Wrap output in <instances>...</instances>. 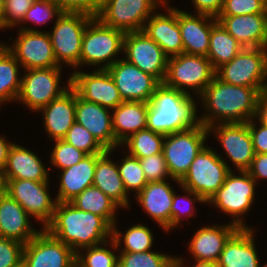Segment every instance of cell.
<instances>
[{
	"label": "cell",
	"instance_id": "obj_26",
	"mask_svg": "<svg viewBox=\"0 0 267 267\" xmlns=\"http://www.w3.org/2000/svg\"><path fill=\"white\" fill-rule=\"evenodd\" d=\"M238 229L232 222L198 229L189 244L192 256L196 261L217 262L227 241Z\"/></svg>",
	"mask_w": 267,
	"mask_h": 267
},
{
	"label": "cell",
	"instance_id": "obj_18",
	"mask_svg": "<svg viewBox=\"0 0 267 267\" xmlns=\"http://www.w3.org/2000/svg\"><path fill=\"white\" fill-rule=\"evenodd\" d=\"M71 86L85 101L114 109L123 102L116 84L107 69H98L91 74L74 72Z\"/></svg>",
	"mask_w": 267,
	"mask_h": 267
},
{
	"label": "cell",
	"instance_id": "obj_8",
	"mask_svg": "<svg viewBox=\"0 0 267 267\" xmlns=\"http://www.w3.org/2000/svg\"><path fill=\"white\" fill-rule=\"evenodd\" d=\"M216 70L206 56L181 53L168 58L164 84L189 94L184 88L196 90L201 95L214 79Z\"/></svg>",
	"mask_w": 267,
	"mask_h": 267
},
{
	"label": "cell",
	"instance_id": "obj_31",
	"mask_svg": "<svg viewBox=\"0 0 267 267\" xmlns=\"http://www.w3.org/2000/svg\"><path fill=\"white\" fill-rule=\"evenodd\" d=\"M70 203L76 208L91 212L103 217L112 226L111 245L114 249L119 248L121 233L115 228V210L118 205L95 186L87 187L83 192L78 194Z\"/></svg>",
	"mask_w": 267,
	"mask_h": 267
},
{
	"label": "cell",
	"instance_id": "obj_41",
	"mask_svg": "<svg viewBox=\"0 0 267 267\" xmlns=\"http://www.w3.org/2000/svg\"><path fill=\"white\" fill-rule=\"evenodd\" d=\"M124 248L122 252H146L153 244V235L151 230L145 225H135L128 229L123 237Z\"/></svg>",
	"mask_w": 267,
	"mask_h": 267
},
{
	"label": "cell",
	"instance_id": "obj_7",
	"mask_svg": "<svg viewBox=\"0 0 267 267\" xmlns=\"http://www.w3.org/2000/svg\"><path fill=\"white\" fill-rule=\"evenodd\" d=\"M215 76L231 85L267 88V48L244 47L230 62L217 68Z\"/></svg>",
	"mask_w": 267,
	"mask_h": 267
},
{
	"label": "cell",
	"instance_id": "obj_21",
	"mask_svg": "<svg viewBox=\"0 0 267 267\" xmlns=\"http://www.w3.org/2000/svg\"><path fill=\"white\" fill-rule=\"evenodd\" d=\"M217 21L243 47L267 48V14L218 16Z\"/></svg>",
	"mask_w": 267,
	"mask_h": 267
},
{
	"label": "cell",
	"instance_id": "obj_23",
	"mask_svg": "<svg viewBox=\"0 0 267 267\" xmlns=\"http://www.w3.org/2000/svg\"><path fill=\"white\" fill-rule=\"evenodd\" d=\"M69 91L42 107L45 130L54 140H62L76 122V90L68 81Z\"/></svg>",
	"mask_w": 267,
	"mask_h": 267
},
{
	"label": "cell",
	"instance_id": "obj_15",
	"mask_svg": "<svg viewBox=\"0 0 267 267\" xmlns=\"http://www.w3.org/2000/svg\"><path fill=\"white\" fill-rule=\"evenodd\" d=\"M15 41L6 48L26 70L61 66L56 61L49 33L23 28Z\"/></svg>",
	"mask_w": 267,
	"mask_h": 267
},
{
	"label": "cell",
	"instance_id": "obj_13",
	"mask_svg": "<svg viewBox=\"0 0 267 267\" xmlns=\"http://www.w3.org/2000/svg\"><path fill=\"white\" fill-rule=\"evenodd\" d=\"M21 79V87L16 100L22 101L29 109L40 111L52 100L60 97L69 88L59 89L61 66L27 69Z\"/></svg>",
	"mask_w": 267,
	"mask_h": 267
},
{
	"label": "cell",
	"instance_id": "obj_14",
	"mask_svg": "<svg viewBox=\"0 0 267 267\" xmlns=\"http://www.w3.org/2000/svg\"><path fill=\"white\" fill-rule=\"evenodd\" d=\"M123 51L128 62L153 76L160 83L164 82L169 57L143 30L125 33Z\"/></svg>",
	"mask_w": 267,
	"mask_h": 267
},
{
	"label": "cell",
	"instance_id": "obj_3",
	"mask_svg": "<svg viewBox=\"0 0 267 267\" xmlns=\"http://www.w3.org/2000/svg\"><path fill=\"white\" fill-rule=\"evenodd\" d=\"M190 94L161 83L153 93L147 111V128L168 135L200 124Z\"/></svg>",
	"mask_w": 267,
	"mask_h": 267
},
{
	"label": "cell",
	"instance_id": "obj_4",
	"mask_svg": "<svg viewBox=\"0 0 267 267\" xmlns=\"http://www.w3.org/2000/svg\"><path fill=\"white\" fill-rule=\"evenodd\" d=\"M208 129L201 123L190 129L165 135L162 153L172 180L180 183L191 163L205 147Z\"/></svg>",
	"mask_w": 267,
	"mask_h": 267
},
{
	"label": "cell",
	"instance_id": "obj_46",
	"mask_svg": "<svg viewBox=\"0 0 267 267\" xmlns=\"http://www.w3.org/2000/svg\"><path fill=\"white\" fill-rule=\"evenodd\" d=\"M35 0H5L0 28L14 27L22 22Z\"/></svg>",
	"mask_w": 267,
	"mask_h": 267
},
{
	"label": "cell",
	"instance_id": "obj_53",
	"mask_svg": "<svg viewBox=\"0 0 267 267\" xmlns=\"http://www.w3.org/2000/svg\"><path fill=\"white\" fill-rule=\"evenodd\" d=\"M104 0H82V13L97 17Z\"/></svg>",
	"mask_w": 267,
	"mask_h": 267
},
{
	"label": "cell",
	"instance_id": "obj_1",
	"mask_svg": "<svg viewBox=\"0 0 267 267\" xmlns=\"http://www.w3.org/2000/svg\"><path fill=\"white\" fill-rule=\"evenodd\" d=\"M264 89L267 88L231 85L215 76L200 95L210 113L200 117L199 122L207 128L216 125L215 119L221 123H246L254 119L258 96Z\"/></svg>",
	"mask_w": 267,
	"mask_h": 267
},
{
	"label": "cell",
	"instance_id": "obj_34",
	"mask_svg": "<svg viewBox=\"0 0 267 267\" xmlns=\"http://www.w3.org/2000/svg\"><path fill=\"white\" fill-rule=\"evenodd\" d=\"M243 48L218 21L212 26L207 58L215 70L230 62Z\"/></svg>",
	"mask_w": 267,
	"mask_h": 267
},
{
	"label": "cell",
	"instance_id": "obj_5",
	"mask_svg": "<svg viewBox=\"0 0 267 267\" xmlns=\"http://www.w3.org/2000/svg\"><path fill=\"white\" fill-rule=\"evenodd\" d=\"M231 171L227 163L210 147H204L191 163L179 185L198 194L206 203L223 185Z\"/></svg>",
	"mask_w": 267,
	"mask_h": 267
},
{
	"label": "cell",
	"instance_id": "obj_51",
	"mask_svg": "<svg viewBox=\"0 0 267 267\" xmlns=\"http://www.w3.org/2000/svg\"><path fill=\"white\" fill-rule=\"evenodd\" d=\"M225 0H193L197 13L218 17Z\"/></svg>",
	"mask_w": 267,
	"mask_h": 267
},
{
	"label": "cell",
	"instance_id": "obj_19",
	"mask_svg": "<svg viewBox=\"0 0 267 267\" xmlns=\"http://www.w3.org/2000/svg\"><path fill=\"white\" fill-rule=\"evenodd\" d=\"M210 132L216 129L220 144L239 171H246L254 156L255 151L249 131V121L246 123H219V127H207Z\"/></svg>",
	"mask_w": 267,
	"mask_h": 267
},
{
	"label": "cell",
	"instance_id": "obj_36",
	"mask_svg": "<svg viewBox=\"0 0 267 267\" xmlns=\"http://www.w3.org/2000/svg\"><path fill=\"white\" fill-rule=\"evenodd\" d=\"M165 135L152 131L148 128L133 133L121 143L128 146L130 156L135 158H145L153 154L162 153Z\"/></svg>",
	"mask_w": 267,
	"mask_h": 267
},
{
	"label": "cell",
	"instance_id": "obj_55",
	"mask_svg": "<svg viewBox=\"0 0 267 267\" xmlns=\"http://www.w3.org/2000/svg\"><path fill=\"white\" fill-rule=\"evenodd\" d=\"M12 143L6 142L5 138L0 137V170L4 171L6 164H7V158H8V152L11 147Z\"/></svg>",
	"mask_w": 267,
	"mask_h": 267
},
{
	"label": "cell",
	"instance_id": "obj_33",
	"mask_svg": "<svg viewBox=\"0 0 267 267\" xmlns=\"http://www.w3.org/2000/svg\"><path fill=\"white\" fill-rule=\"evenodd\" d=\"M149 103L123 101L112 115V130L115 140L121 144L128 136L147 128ZM130 132V134H128Z\"/></svg>",
	"mask_w": 267,
	"mask_h": 267
},
{
	"label": "cell",
	"instance_id": "obj_47",
	"mask_svg": "<svg viewBox=\"0 0 267 267\" xmlns=\"http://www.w3.org/2000/svg\"><path fill=\"white\" fill-rule=\"evenodd\" d=\"M24 245L0 237V267H22Z\"/></svg>",
	"mask_w": 267,
	"mask_h": 267
},
{
	"label": "cell",
	"instance_id": "obj_57",
	"mask_svg": "<svg viewBox=\"0 0 267 267\" xmlns=\"http://www.w3.org/2000/svg\"><path fill=\"white\" fill-rule=\"evenodd\" d=\"M5 192V181L3 171L0 170V195Z\"/></svg>",
	"mask_w": 267,
	"mask_h": 267
},
{
	"label": "cell",
	"instance_id": "obj_17",
	"mask_svg": "<svg viewBox=\"0 0 267 267\" xmlns=\"http://www.w3.org/2000/svg\"><path fill=\"white\" fill-rule=\"evenodd\" d=\"M107 70L123 101L150 103L153 93L161 84L126 59H117Z\"/></svg>",
	"mask_w": 267,
	"mask_h": 267
},
{
	"label": "cell",
	"instance_id": "obj_58",
	"mask_svg": "<svg viewBox=\"0 0 267 267\" xmlns=\"http://www.w3.org/2000/svg\"><path fill=\"white\" fill-rule=\"evenodd\" d=\"M4 4H5V0H0V25H1V19L3 16Z\"/></svg>",
	"mask_w": 267,
	"mask_h": 267
},
{
	"label": "cell",
	"instance_id": "obj_32",
	"mask_svg": "<svg viewBox=\"0 0 267 267\" xmlns=\"http://www.w3.org/2000/svg\"><path fill=\"white\" fill-rule=\"evenodd\" d=\"M112 150H106L98 159L95 167L93 186L99 188L119 207H128V193L124 188L122 178L116 163L112 162L109 155Z\"/></svg>",
	"mask_w": 267,
	"mask_h": 267
},
{
	"label": "cell",
	"instance_id": "obj_42",
	"mask_svg": "<svg viewBox=\"0 0 267 267\" xmlns=\"http://www.w3.org/2000/svg\"><path fill=\"white\" fill-rule=\"evenodd\" d=\"M56 144L51 153V162L61 170L78 164L86 153L68 144L66 141L55 140Z\"/></svg>",
	"mask_w": 267,
	"mask_h": 267
},
{
	"label": "cell",
	"instance_id": "obj_39",
	"mask_svg": "<svg viewBox=\"0 0 267 267\" xmlns=\"http://www.w3.org/2000/svg\"><path fill=\"white\" fill-rule=\"evenodd\" d=\"M63 140L87 155L103 154L106 151L93 135L77 122L71 126Z\"/></svg>",
	"mask_w": 267,
	"mask_h": 267
},
{
	"label": "cell",
	"instance_id": "obj_38",
	"mask_svg": "<svg viewBox=\"0 0 267 267\" xmlns=\"http://www.w3.org/2000/svg\"><path fill=\"white\" fill-rule=\"evenodd\" d=\"M118 169L127 192L134 190L139 193L147 185L148 182L138 158L126 156L123 162L118 164Z\"/></svg>",
	"mask_w": 267,
	"mask_h": 267
},
{
	"label": "cell",
	"instance_id": "obj_2",
	"mask_svg": "<svg viewBox=\"0 0 267 267\" xmlns=\"http://www.w3.org/2000/svg\"><path fill=\"white\" fill-rule=\"evenodd\" d=\"M77 253L81 249L107 244L112 226L101 216L82 211L70 202H57L51 222L44 228Z\"/></svg>",
	"mask_w": 267,
	"mask_h": 267
},
{
	"label": "cell",
	"instance_id": "obj_6",
	"mask_svg": "<svg viewBox=\"0 0 267 267\" xmlns=\"http://www.w3.org/2000/svg\"><path fill=\"white\" fill-rule=\"evenodd\" d=\"M124 36L125 32L108 27L94 17L87 24L82 38L80 66L82 63L96 65L106 62L99 69H108L117 61L112 57L123 50Z\"/></svg>",
	"mask_w": 267,
	"mask_h": 267
},
{
	"label": "cell",
	"instance_id": "obj_27",
	"mask_svg": "<svg viewBox=\"0 0 267 267\" xmlns=\"http://www.w3.org/2000/svg\"><path fill=\"white\" fill-rule=\"evenodd\" d=\"M174 191L168 183L164 181L151 182L137 193V199L143 209L152 217L163 229H171V206Z\"/></svg>",
	"mask_w": 267,
	"mask_h": 267
},
{
	"label": "cell",
	"instance_id": "obj_56",
	"mask_svg": "<svg viewBox=\"0 0 267 267\" xmlns=\"http://www.w3.org/2000/svg\"><path fill=\"white\" fill-rule=\"evenodd\" d=\"M183 259L179 257L174 258V267H182ZM194 267H219L217 262H207V261H196V265Z\"/></svg>",
	"mask_w": 267,
	"mask_h": 267
},
{
	"label": "cell",
	"instance_id": "obj_29",
	"mask_svg": "<svg viewBox=\"0 0 267 267\" xmlns=\"http://www.w3.org/2000/svg\"><path fill=\"white\" fill-rule=\"evenodd\" d=\"M253 230L239 228L227 241L217 261L219 267H259Z\"/></svg>",
	"mask_w": 267,
	"mask_h": 267
},
{
	"label": "cell",
	"instance_id": "obj_45",
	"mask_svg": "<svg viewBox=\"0 0 267 267\" xmlns=\"http://www.w3.org/2000/svg\"><path fill=\"white\" fill-rule=\"evenodd\" d=\"M139 161L148 183L164 181L167 176H170L163 153L140 158Z\"/></svg>",
	"mask_w": 267,
	"mask_h": 267
},
{
	"label": "cell",
	"instance_id": "obj_16",
	"mask_svg": "<svg viewBox=\"0 0 267 267\" xmlns=\"http://www.w3.org/2000/svg\"><path fill=\"white\" fill-rule=\"evenodd\" d=\"M47 188L48 181L17 179L5 182V193L17 201L30 216L44 222V228L51 222L57 204L56 200H51Z\"/></svg>",
	"mask_w": 267,
	"mask_h": 267
},
{
	"label": "cell",
	"instance_id": "obj_10",
	"mask_svg": "<svg viewBox=\"0 0 267 267\" xmlns=\"http://www.w3.org/2000/svg\"><path fill=\"white\" fill-rule=\"evenodd\" d=\"M158 1L167 5V0H104L97 18L104 25L125 33L141 31L152 11L157 9Z\"/></svg>",
	"mask_w": 267,
	"mask_h": 267
},
{
	"label": "cell",
	"instance_id": "obj_22",
	"mask_svg": "<svg viewBox=\"0 0 267 267\" xmlns=\"http://www.w3.org/2000/svg\"><path fill=\"white\" fill-rule=\"evenodd\" d=\"M169 7L168 15L154 14L147 20L143 32L155 41L169 57L184 53L181 31L178 23V9Z\"/></svg>",
	"mask_w": 267,
	"mask_h": 267
},
{
	"label": "cell",
	"instance_id": "obj_49",
	"mask_svg": "<svg viewBox=\"0 0 267 267\" xmlns=\"http://www.w3.org/2000/svg\"><path fill=\"white\" fill-rule=\"evenodd\" d=\"M253 118L249 121V131L252 138L254 151L257 154L267 153V127L260 124L257 128L253 123Z\"/></svg>",
	"mask_w": 267,
	"mask_h": 267
},
{
	"label": "cell",
	"instance_id": "obj_43",
	"mask_svg": "<svg viewBox=\"0 0 267 267\" xmlns=\"http://www.w3.org/2000/svg\"><path fill=\"white\" fill-rule=\"evenodd\" d=\"M267 14L266 0H225L218 16Z\"/></svg>",
	"mask_w": 267,
	"mask_h": 267
},
{
	"label": "cell",
	"instance_id": "obj_9",
	"mask_svg": "<svg viewBox=\"0 0 267 267\" xmlns=\"http://www.w3.org/2000/svg\"><path fill=\"white\" fill-rule=\"evenodd\" d=\"M94 17L81 12H63L49 33L57 63L80 66L82 38L87 24ZM62 61V62H61Z\"/></svg>",
	"mask_w": 267,
	"mask_h": 267
},
{
	"label": "cell",
	"instance_id": "obj_50",
	"mask_svg": "<svg viewBox=\"0 0 267 267\" xmlns=\"http://www.w3.org/2000/svg\"><path fill=\"white\" fill-rule=\"evenodd\" d=\"M246 171L255 181L259 178H267V153H255V156Z\"/></svg>",
	"mask_w": 267,
	"mask_h": 267
},
{
	"label": "cell",
	"instance_id": "obj_37",
	"mask_svg": "<svg viewBox=\"0 0 267 267\" xmlns=\"http://www.w3.org/2000/svg\"><path fill=\"white\" fill-rule=\"evenodd\" d=\"M174 258L168 255L151 252H121L118 256V267H174Z\"/></svg>",
	"mask_w": 267,
	"mask_h": 267
},
{
	"label": "cell",
	"instance_id": "obj_24",
	"mask_svg": "<svg viewBox=\"0 0 267 267\" xmlns=\"http://www.w3.org/2000/svg\"><path fill=\"white\" fill-rule=\"evenodd\" d=\"M208 19H211L213 22L207 23ZM216 22V17L207 14L198 13L197 16H194L185 11L178 10V23L184 53L207 57L211 29Z\"/></svg>",
	"mask_w": 267,
	"mask_h": 267
},
{
	"label": "cell",
	"instance_id": "obj_35",
	"mask_svg": "<svg viewBox=\"0 0 267 267\" xmlns=\"http://www.w3.org/2000/svg\"><path fill=\"white\" fill-rule=\"evenodd\" d=\"M18 64L6 45L0 44V104L18 97L22 80L18 79Z\"/></svg>",
	"mask_w": 267,
	"mask_h": 267
},
{
	"label": "cell",
	"instance_id": "obj_11",
	"mask_svg": "<svg viewBox=\"0 0 267 267\" xmlns=\"http://www.w3.org/2000/svg\"><path fill=\"white\" fill-rule=\"evenodd\" d=\"M241 176H236L232 170L227 175L223 185L207 201L214 203L224 213L233 215L232 223L239 228H246L241 220V215L250 209L254 200L256 181L247 171H239ZM240 216V217H239ZM237 219H236V218ZM239 217V218H238ZM236 219V220H235Z\"/></svg>",
	"mask_w": 267,
	"mask_h": 267
},
{
	"label": "cell",
	"instance_id": "obj_52",
	"mask_svg": "<svg viewBox=\"0 0 267 267\" xmlns=\"http://www.w3.org/2000/svg\"><path fill=\"white\" fill-rule=\"evenodd\" d=\"M254 117V119L258 118L260 124L267 127V89L259 93Z\"/></svg>",
	"mask_w": 267,
	"mask_h": 267
},
{
	"label": "cell",
	"instance_id": "obj_20",
	"mask_svg": "<svg viewBox=\"0 0 267 267\" xmlns=\"http://www.w3.org/2000/svg\"><path fill=\"white\" fill-rule=\"evenodd\" d=\"M109 108L85 101L76 91V122L85 127L106 149H115L120 144L115 140L112 130V116Z\"/></svg>",
	"mask_w": 267,
	"mask_h": 267
},
{
	"label": "cell",
	"instance_id": "obj_40",
	"mask_svg": "<svg viewBox=\"0 0 267 267\" xmlns=\"http://www.w3.org/2000/svg\"><path fill=\"white\" fill-rule=\"evenodd\" d=\"M87 254L82 256L76 253V267H118V256L116 257L106 247L98 245L86 247Z\"/></svg>",
	"mask_w": 267,
	"mask_h": 267
},
{
	"label": "cell",
	"instance_id": "obj_28",
	"mask_svg": "<svg viewBox=\"0 0 267 267\" xmlns=\"http://www.w3.org/2000/svg\"><path fill=\"white\" fill-rule=\"evenodd\" d=\"M102 154L85 156L78 164L62 171L57 202H70L87 187L93 186L97 159Z\"/></svg>",
	"mask_w": 267,
	"mask_h": 267
},
{
	"label": "cell",
	"instance_id": "obj_12",
	"mask_svg": "<svg viewBox=\"0 0 267 267\" xmlns=\"http://www.w3.org/2000/svg\"><path fill=\"white\" fill-rule=\"evenodd\" d=\"M22 267H76V253L43 228L24 245Z\"/></svg>",
	"mask_w": 267,
	"mask_h": 267
},
{
	"label": "cell",
	"instance_id": "obj_48",
	"mask_svg": "<svg viewBox=\"0 0 267 267\" xmlns=\"http://www.w3.org/2000/svg\"><path fill=\"white\" fill-rule=\"evenodd\" d=\"M182 189L188 193L189 198L187 196H185V202L188 199L187 200L188 201L187 203L189 205L192 204V202H195L196 200L198 202L200 201L201 203L202 202L203 203H206L198 194L194 193L193 191H191L189 189H186V188H183V187H182ZM190 196L194 197L196 200L195 199L192 200V198H190ZM179 197L180 196H176V194L174 193V195H173V201H172V206H171V229L174 228L175 226L179 225V222H181V220H182L181 219V214H180V212L182 210L180 206H182V205H180V203H179V201H180L179 200L180 199ZM189 205H187L188 208H185L186 209L185 211H186L187 215L189 217H191V216H193V214H192V212H193L192 209L193 208H191Z\"/></svg>",
	"mask_w": 267,
	"mask_h": 267
},
{
	"label": "cell",
	"instance_id": "obj_30",
	"mask_svg": "<svg viewBox=\"0 0 267 267\" xmlns=\"http://www.w3.org/2000/svg\"><path fill=\"white\" fill-rule=\"evenodd\" d=\"M48 175L45 166L33 152L15 143L11 145L3 171L5 182L17 179L42 182L48 181Z\"/></svg>",
	"mask_w": 267,
	"mask_h": 267
},
{
	"label": "cell",
	"instance_id": "obj_25",
	"mask_svg": "<svg viewBox=\"0 0 267 267\" xmlns=\"http://www.w3.org/2000/svg\"><path fill=\"white\" fill-rule=\"evenodd\" d=\"M30 215L7 193L0 195V237L28 243L39 231L31 227Z\"/></svg>",
	"mask_w": 267,
	"mask_h": 267
},
{
	"label": "cell",
	"instance_id": "obj_54",
	"mask_svg": "<svg viewBox=\"0 0 267 267\" xmlns=\"http://www.w3.org/2000/svg\"><path fill=\"white\" fill-rule=\"evenodd\" d=\"M63 12H81L82 0H54Z\"/></svg>",
	"mask_w": 267,
	"mask_h": 267
},
{
	"label": "cell",
	"instance_id": "obj_44",
	"mask_svg": "<svg viewBox=\"0 0 267 267\" xmlns=\"http://www.w3.org/2000/svg\"><path fill=\"white\" fill-rule=\"evenodd\" d=\"M62 13L63 11L54 0H35L22 22L33 21L36 24H43L54 15L58 17Z\"/></svg>",
	"mask_w": 267,
	"mask_h": 267
}]
</instances>
